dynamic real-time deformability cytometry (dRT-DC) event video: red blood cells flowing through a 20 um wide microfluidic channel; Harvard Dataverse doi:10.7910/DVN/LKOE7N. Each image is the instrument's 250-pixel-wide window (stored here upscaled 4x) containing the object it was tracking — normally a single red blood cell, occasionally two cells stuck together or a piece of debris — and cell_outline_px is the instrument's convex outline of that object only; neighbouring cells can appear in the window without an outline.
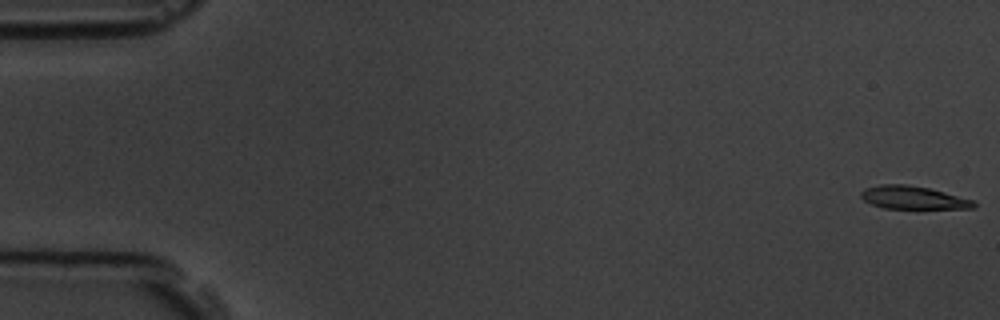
{"species": "common noctule bat (a hibernating species)", "species_latin": "Nyctalus noctula", "temperature_condition": "room temperature", "stored_images_in_passage": 7, "camera_frame_rate_fps": 3000, "um_per_image_px": 0.085, "animal": {"sex": "male", "body_mass_g": 19.5, "forearm_length_mm": 54.6}, "frame": {"image": 1, "passage_image": 1, "time_ms": 0.0, "image_size_px": [1000, 320], "cell_outline_px": [[976, 208], [884, 208], [872, 204], [864, 200], [860, 196], [860, 192], [864, 188], [880, 184], [904, 184], [928, 188], [944, 192], [972, 200], [976, 204]], "centroid_in_image_um": [77.56, 16.79], "position_along_channel_um": 7.4, "area_um2": 14.91}}
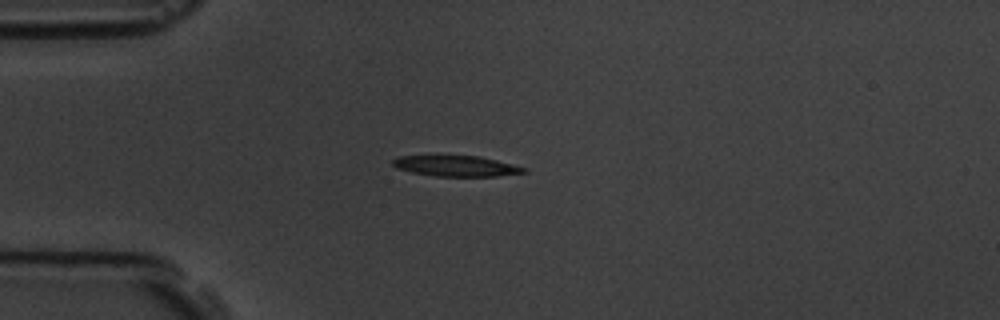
{"frame": {"image": 2, "passage_image": 5, "time_ms": 4.667, "image_size_px": [1000, 320], "cell_outline_px": [[528, 172], [496, 176], [436, 176], [412, 172], [396, 168], [392, 164], [392, 160], [396, 156], [480, 156], [528, 168]], "centroid_in_image_um": [38.78, 14.11], "position_along_channel_um": 46.2, "area_um2": 15.72}}
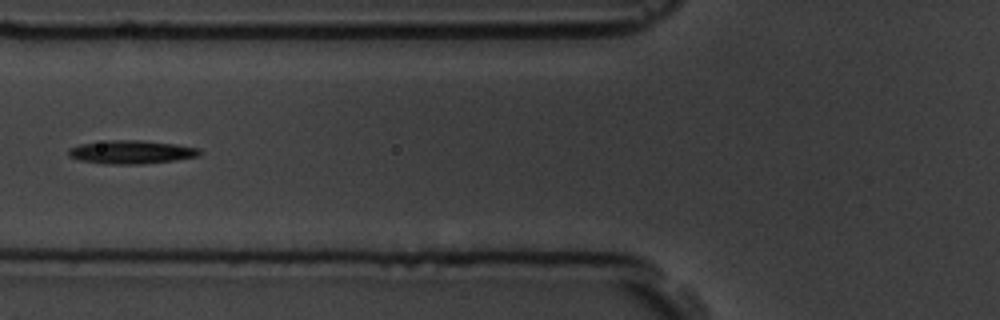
{"frame": {"image": 3, "passage_image": 7, "time_ms": 7.0, "image_size_px": [1000, 320], "cell_outline_px": [[204, 152], [200, 156], [176, 160], [140, 164], [104, 164], [80, 160], [68, 156], [68, 148], [80, 144], [108, 140], [140, 140], [176, 144], [200, 148]], "centroid_in_image_um": [11.2, 12.92], "position_along_channel_um": 114.6, "area_um2": 18.09}}